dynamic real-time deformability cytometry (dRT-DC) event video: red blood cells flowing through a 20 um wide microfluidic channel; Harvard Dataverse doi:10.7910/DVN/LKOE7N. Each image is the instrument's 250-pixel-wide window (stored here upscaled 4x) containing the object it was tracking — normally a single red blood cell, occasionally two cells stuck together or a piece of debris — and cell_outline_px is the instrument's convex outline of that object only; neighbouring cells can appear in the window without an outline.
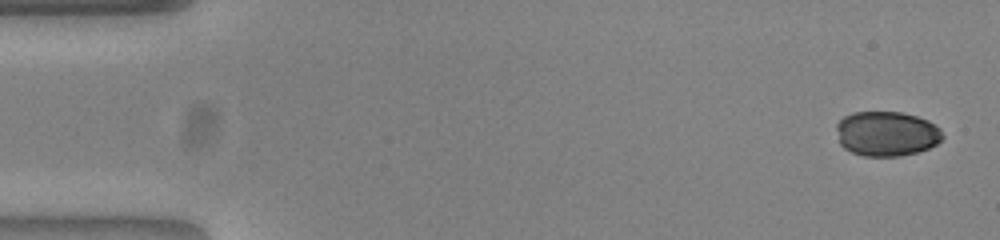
{"species": "common noctule bat (a hibernating species)", "species_latin": "Nyctalus noctula", "temperature_condition": "warm", "stored_images_in_passage": 13, "camera_frame_rate_fps": 3000, "um_per_image_px": 0.085, "animal": {"sex": "female", "body_mass_g": 23.0, "forearm_length_mm": 53.4}, "frame": {"image": 1, "passage_image": 1, "time_ms": 0.0, "image_size_px": [1000, 240], "cell_outline_px": [[944, 136], [936, 144], [928, 148], [916, 152], [900, 156], [864, 156], [852, 152], [844, 148], [840, 144], [836, 128], [836, 124], [844, 116], [852, 112], [900, 112], [916, 116], [928, 120], [940, 128]], "centroid_in_image_um": [75.35, 11.36], "position_along_channel_um": 9.7, "area_um2": 27.74}}